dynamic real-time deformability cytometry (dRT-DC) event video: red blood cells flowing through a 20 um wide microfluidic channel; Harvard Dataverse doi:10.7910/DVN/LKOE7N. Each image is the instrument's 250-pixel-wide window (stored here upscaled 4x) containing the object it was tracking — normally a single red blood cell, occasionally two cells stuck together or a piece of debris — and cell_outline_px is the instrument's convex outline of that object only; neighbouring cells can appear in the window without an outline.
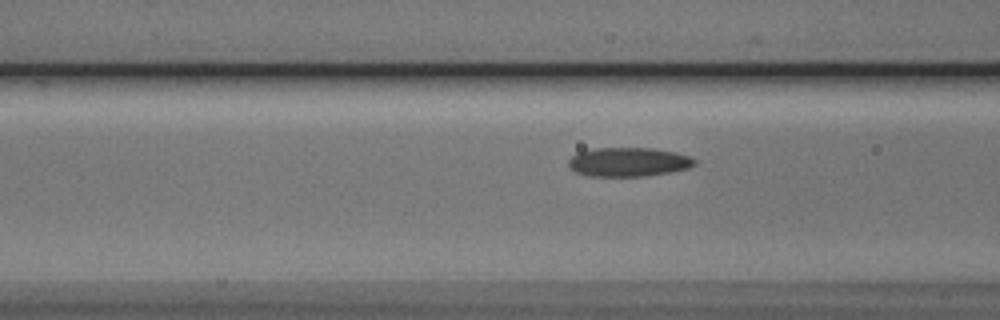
{"species": "Egyptian fruit bat (a non-hibernating species)", "species_latin": "Rousettus aegyptiacus", "temperature_condition": "cold", "stored_images_in_passage": 40, "segment_of_instrument_passage": [1, 2], "camera_frame_rate_fps": 3000, "um_per_image_px": 0.085, "animal": {"sex": "male"}, "frame": {"image": 1, "passage_image": 6, "time_ms": 1.667, "image_size_px": [1000, 320], "cell_outline_px": [[696, 164], [688, 168], [668, 172], [644, 176], [588, 176], [576, 172], [568, 168], [568, 160], [572, 156], [580, 152], [596, 148], [652, 148], [676, 152], [692, 156], [696, 160]], "centroid_in_image_um": [53.43, 13.77], "position_along_channel_um": 113.2, "area_um2": 21.39}}
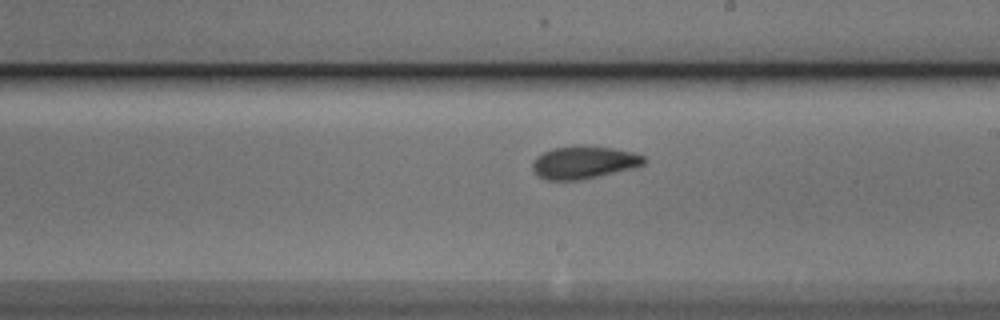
{"frame": {"image": 2, "passage_image": 16, "time_ms": 5.0, "image_size_px": [1000, 320], "cell_outline_px": [[648, 160], [644, 164], [632, 168], [580, 180], [548, 180], [540, 176], [532, 168], [532, 160], [536, 156], [552, 148], [576, 144], [580, 144], [612, 148], [636, 152], [644, 156]], "centroid_in_image_um": [49.64, 13.77], "position_along_channel_um": 239.4, "area_um2": 21.44}}
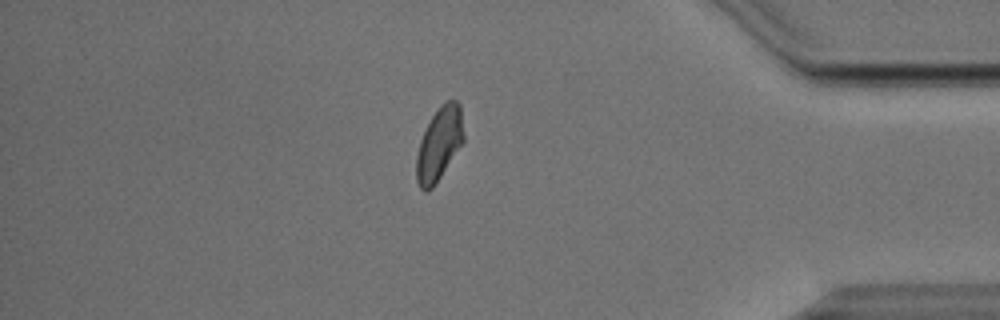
{"frame": {"image": 3, "passage_image": 31, "time_ms": 10.0, "image_size_px": [1000, 320], "cell_outline_px": [[464, 140], [432, 188], [428, 192], [424, 192], [420, 188], [416, 180], [416, 156], [420, 140], [432, 116], [440, 104], [448, 100], [456, 100], [460, 104], [464, 136]], "centroid_in_image_um": [37.32, 12.23], "position_along_channel_um": 397.9, "area_um2": 19.94}}